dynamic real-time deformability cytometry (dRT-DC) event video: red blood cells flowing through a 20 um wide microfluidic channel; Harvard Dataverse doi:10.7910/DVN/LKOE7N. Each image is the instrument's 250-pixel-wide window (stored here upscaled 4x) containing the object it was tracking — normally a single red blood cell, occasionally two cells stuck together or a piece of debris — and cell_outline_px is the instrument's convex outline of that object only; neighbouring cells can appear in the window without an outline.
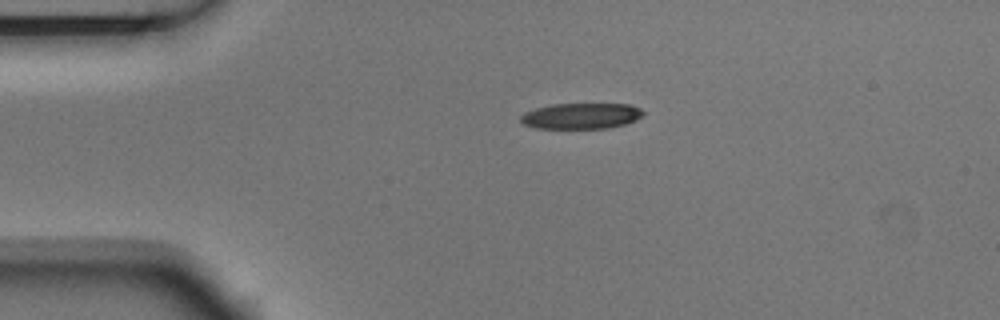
{"species": "Egyptian fruit bat (a non-hibernating species)", "species_latin": "Rousettus aegyptiacus", "temperature_condition": "room temperature", "stored_images_in_passage": 2, "camera_frame_rate_fps": 3000, "um_per_image_px": 0.085, "animal": {"sex": "male"}, "frame": {"image": 1, "passage_image": 1, "time_ms": 0.0, "image_size_px": [1000, 320], "cell_outline_px": [[644, 112], [636, 120], [624, 124], [608, 128], [536, 128], [524, 124], [520, 120], [520, 116], [524, 112], [536, 108], [552, 104], [632, 104], [640, 108]], "centroid_in_image_um": [49.39, 9.85], "position_along_channel_um": 35.6, "area_um2": 18.38}}